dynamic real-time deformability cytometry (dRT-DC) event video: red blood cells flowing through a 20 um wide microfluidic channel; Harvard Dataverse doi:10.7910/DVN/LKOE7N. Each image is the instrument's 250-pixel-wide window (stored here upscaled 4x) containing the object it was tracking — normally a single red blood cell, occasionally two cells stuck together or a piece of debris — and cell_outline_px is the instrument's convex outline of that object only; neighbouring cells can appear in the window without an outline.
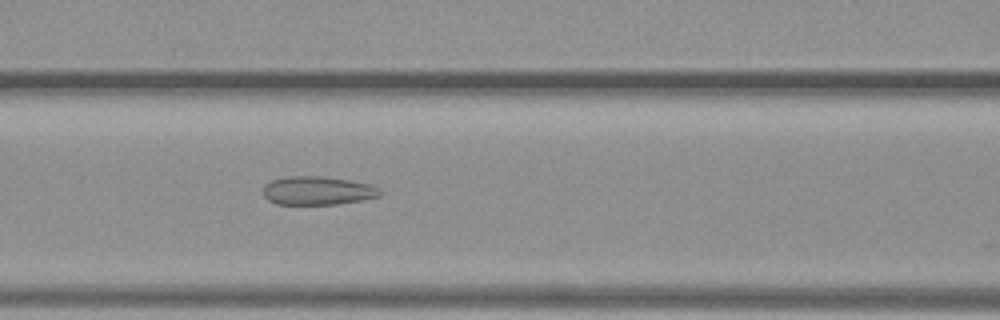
{"species": "common noctule bat (a hibernating species)", "species_latin": "Nyctalus noctula", "temperature_condition": "warm", "stored_images_in_passage": 32, "camera_frame_rate_fps": 3000, "um_per_image_px": 0.085, "animal": {"sex": "female", "body_mass_g": 19.3, "forearm_length_mm": 54.1}, "frame": {"image": 1, "passage_image": 6, "time_ms": 1.667, "image_size_px": [1000, 320], "cell_outline_px": [[384, 192], [380, 196], [360, 200], [336, 204], [276, 204], [268, 200], [264, 196], [264, 184], [272, 180], [288, 176], [324, 176], [348, 180], [368, 184]], "centroid_in_image_um": [26.97, 16.2], "position_along_channel_um": 139.6, "area_um2": 19.31}}
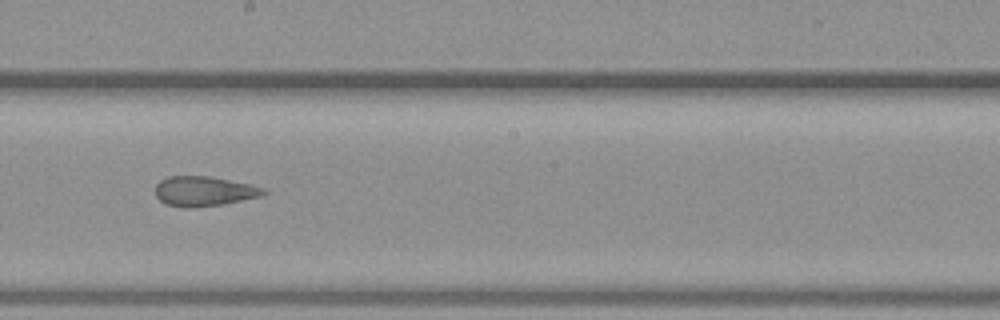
{"frame": {"image": 2, "passage_image": 13, "time_ms": 4.0, "image_size_px": [1000, 320], "cell_outline_px": [[268, 192], [260, 196], [224, 204], [192, 208], [184, 208], [164, 204], [156, 196], [156, 184], [160, 180], [168, 176], [208, 176], [248, 184], [264, 188]], "centroid_in_image_um": [17.3, 16.26], "position_along_channel_um": 230.9, "area_um2": 18.79}}
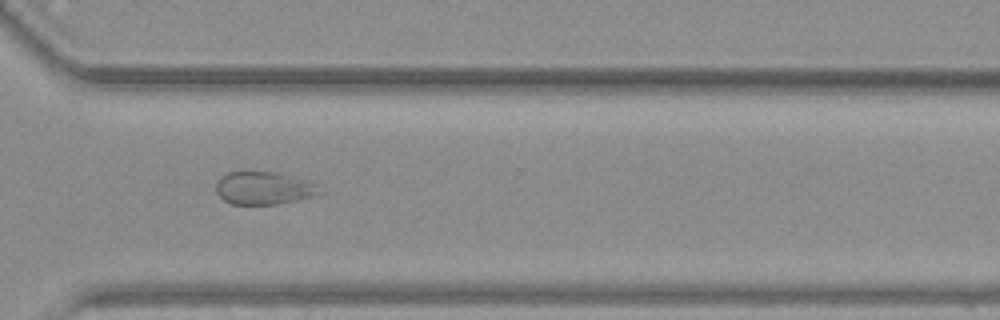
{"frame": {"image": 3, "passage_image": 22, "time_ms": 7.0, "image_size_px": [1000, 320], "cell_outline_px": [[324, 192], [312, 196], [296, 200], [276, 204], [232, 204], [224, 200], [216, 192], [216, 184], [220, 176], [228, 172], [272, 172], [316, 184]], "centroid_in_image_um": [22.37, 16.0], "position_along_channel_um": 348.2, "area_um2": 19.36}}